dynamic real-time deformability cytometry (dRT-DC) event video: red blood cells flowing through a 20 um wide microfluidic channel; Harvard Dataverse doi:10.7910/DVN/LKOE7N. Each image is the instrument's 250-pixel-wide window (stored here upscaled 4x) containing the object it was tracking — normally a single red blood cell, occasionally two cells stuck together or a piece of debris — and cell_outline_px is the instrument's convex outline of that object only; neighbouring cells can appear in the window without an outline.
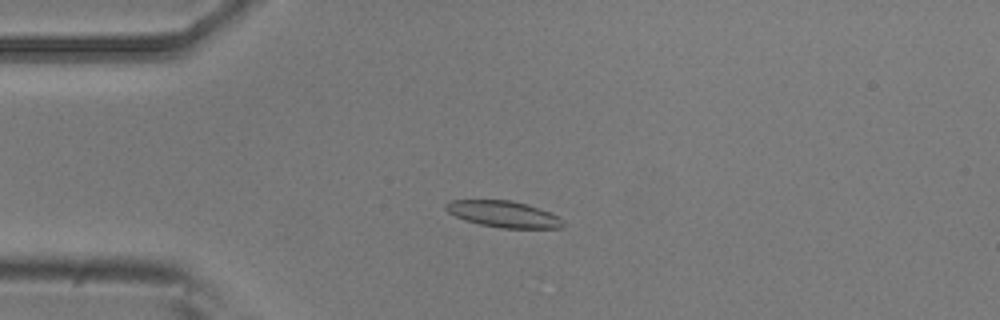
{"species": "common noctule bat (a hibernating species)", "species_latin": "Nyctalus noctula", "temperature_condition": "room temperature", "stored_images_in_passage": 7, "camera_frame_rate_fps": 3000, "um_per_image_px": 0.085, "animal": {"sex": "male", "body_mass_g": 20.5, "forearm_length_mm": 52.5}, "frame": {"image": 1, "passage_image": 4, "time_ms": 1.0, "image_size_px": [1000, 320], "cell_outline_px": [[564, 224], [560, 228], [500, 228], [480, 224], [464, 220], [448, 212], [444, 208], [444, 204], [452, 200], [512, 200], [528, 204], [548, 212], [564, 220]], "centroid_in_image_um": [42.77, 18.19], "position_along_channel_um": 42.2, "area_um2": 17.98}}
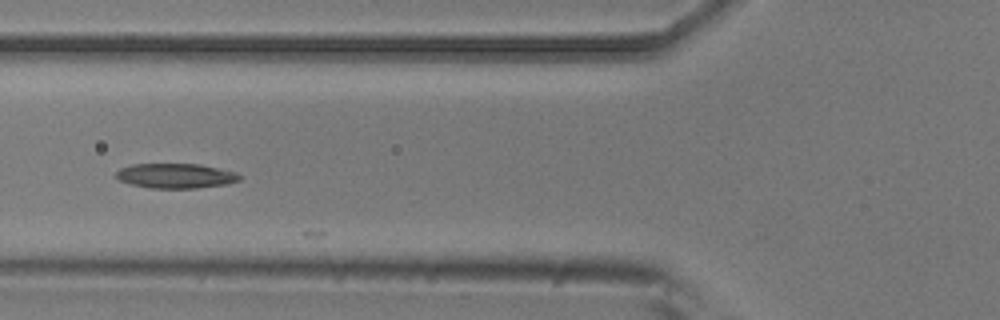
{"frame": {"image": 2, "passage_image": 6, "time_ms": 1.667, "image_size_px": [1000, 320], "cell_outline_px": [[240, 180], [228, 184], [196, 188], [152, 188], [132, 184], [120, 180], [116, 176], [116, 172], [120, 168], [132, 164], [200, 164], [236, 172], [240, 176]], "centroid_in_image_um": [14.95, 14.94], "position_along_channel_um": 110.8, "area_um2": 17.74}}